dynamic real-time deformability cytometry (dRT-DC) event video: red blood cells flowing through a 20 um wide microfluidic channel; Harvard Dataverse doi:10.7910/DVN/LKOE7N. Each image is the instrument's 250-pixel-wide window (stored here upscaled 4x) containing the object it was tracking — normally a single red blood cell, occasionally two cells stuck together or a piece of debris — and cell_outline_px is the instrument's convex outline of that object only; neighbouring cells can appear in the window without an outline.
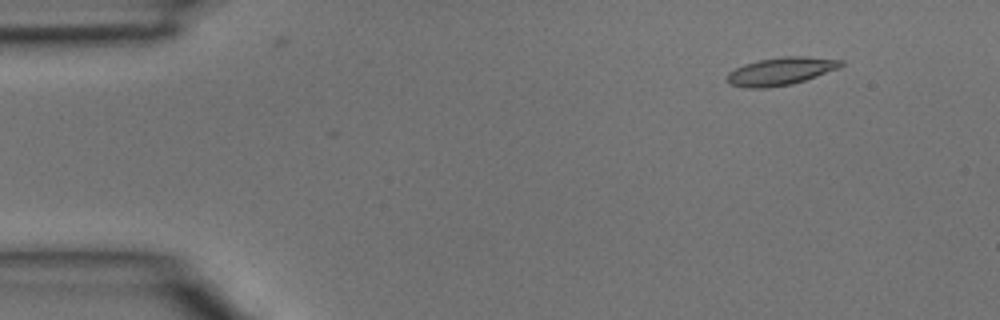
{"species": "common noctule bat (a hibernating species)", "species_latin": "Nyctalus noctula", "temperature_condition": "room temperature", "stored_images_in_passage": 4, "segment_of_instrument_passage": [1, 2], "camera_frame_rate_fps": 3000, "um_per_image_px": 0.085, "animal": {"sex": "male", "body_mass_g": 15.6}, "frame": {"image": 1, "passage_image": 1, "time_ms": 0.0, "image_size_px": [1000, 320], "cell_outline_px": [[844, 64], [840, 68], [792, 84], [768, 88], [744, 88], [728, 84], [724, 80], [728, 72], [744, 64], [760, 60], [784, 56], [804, 56], [844, 60]], "centroid_in_image_um": [66.33, 6.06], "position_along_channel_um": 18.7, "area_um2": 18.61}}
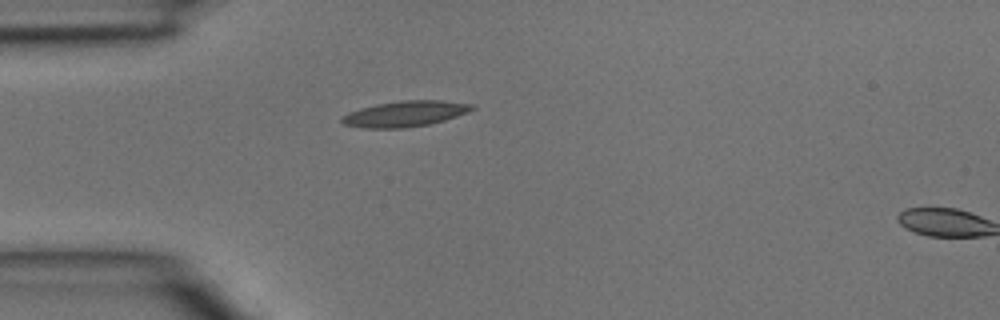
{"frame": {"image": 2, "passage_image": 3, "time_ms": 0.667, "image_size_px": [1000, 320], "cell_outline_px": [[476, 108], [468, 112], [444, 120], [428, 124], [404, 128], [364, 128], [344, 124], [340, 120], [348, 112], [360, 108], [376, 104], [404, 100], [444, 100], [472, 104]], "centroid_in_image_um": [34.44, 9.66], "position_along_channel_um": 50.6, "area_um2": 19.42}}